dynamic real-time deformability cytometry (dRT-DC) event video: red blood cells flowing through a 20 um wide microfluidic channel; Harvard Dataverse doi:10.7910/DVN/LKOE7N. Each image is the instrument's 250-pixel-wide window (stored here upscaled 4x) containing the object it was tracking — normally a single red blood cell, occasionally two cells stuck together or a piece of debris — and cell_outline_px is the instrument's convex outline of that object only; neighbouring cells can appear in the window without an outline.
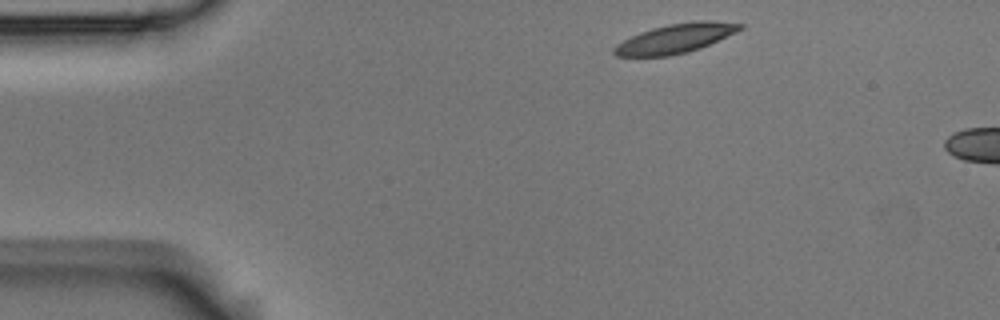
{"species": "Egyptian fruit bat (a non-hibernating species)", "species_latin": "Rousettus aegyptiacus", "temperature_condition": "room temperature", "stored_images_in_passage": 3, "camera_frame_rate_fps": 3000, "um_per_image_px": 0.085, "animal": {"sex": "male"}, "frame": {"image": 1, "passage_image": 1, "time_ms": 0.0, "image_size_px": [1000, 320], "cell_outline_px": [[744, 28], [736, 32], [700, 48], [688, 52], [668, 56], [616, 56], [612, 52], [612, 48], [616, 44], [640, 32], [652, 28], [668, 24], [696, 20], [712, 20], [744, 24]], "centroid_in_image_um": [57.42, 3.26], "position_along_channel_um": 27.6, "area_um2": 21.5}}